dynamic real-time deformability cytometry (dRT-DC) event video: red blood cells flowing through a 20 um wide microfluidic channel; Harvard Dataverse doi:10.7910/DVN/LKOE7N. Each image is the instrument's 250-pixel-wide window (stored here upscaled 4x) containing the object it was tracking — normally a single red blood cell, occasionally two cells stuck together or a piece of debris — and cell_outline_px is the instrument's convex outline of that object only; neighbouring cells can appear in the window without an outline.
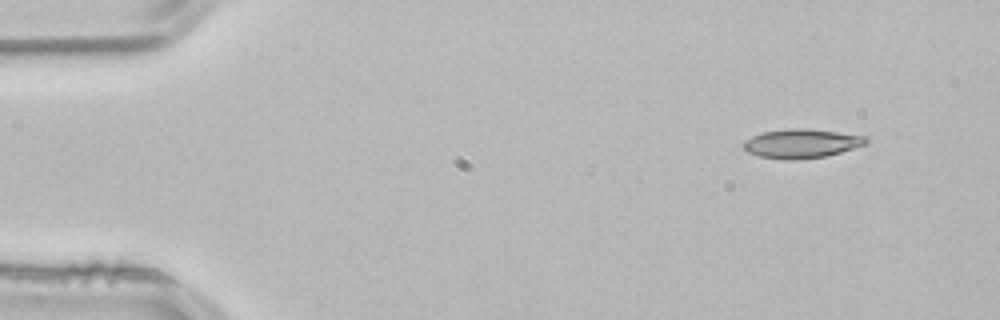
{"species": "common noctule bat (a hibernating species)", "species_latin": "Nyctalus noctula", "temperature_condition": "room temperature", "stored_images_in_passage": 12, "camera_frame_rate_fps": 3000, "um_per_image_px": 0.085, "animal": {"sex": "male", "body_mass_g": 21.5, "forearm_length_mm": 52.0}, "frame": {"image": 1, "passage_image": 1, "time_ms": 0.0, "image_size_px": [1000, 320], "cell_outline_px": [[868, 144], [828, 156], [792, 160], [788, 160], [760, 156], [748, 152], [744, 148], [744, 140], [760, 132], [792, 128], [808, 128], [868, 136]], "centroid_in_image_um": [68.17, 12.19], "position_along_channel_um": 16.8, "area_um2": 20.92}}
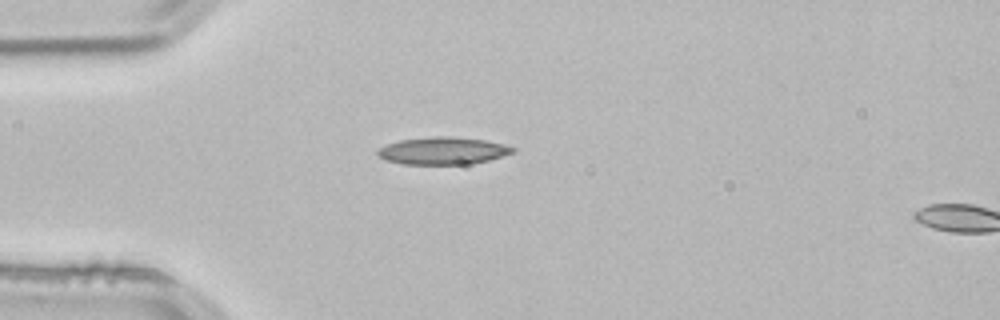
{"frame": {"image": 2, "passage_image": 10, "time_ms": 3.0, "image_size_px": [1000, 320], "cell_outline_px": [[516, 152], [488, 160], [472, 164], [404, 164], [384, 160], [376, 152], [380, 148], [388, 144], [400, 140], [436, 136], [452, 136], [484, 140], [504, 144], [516, 148]], "centroid_in_image_um": [37.68, 12.82], "position_along_channel_um": 47.3, "area_um2": 21.5}}